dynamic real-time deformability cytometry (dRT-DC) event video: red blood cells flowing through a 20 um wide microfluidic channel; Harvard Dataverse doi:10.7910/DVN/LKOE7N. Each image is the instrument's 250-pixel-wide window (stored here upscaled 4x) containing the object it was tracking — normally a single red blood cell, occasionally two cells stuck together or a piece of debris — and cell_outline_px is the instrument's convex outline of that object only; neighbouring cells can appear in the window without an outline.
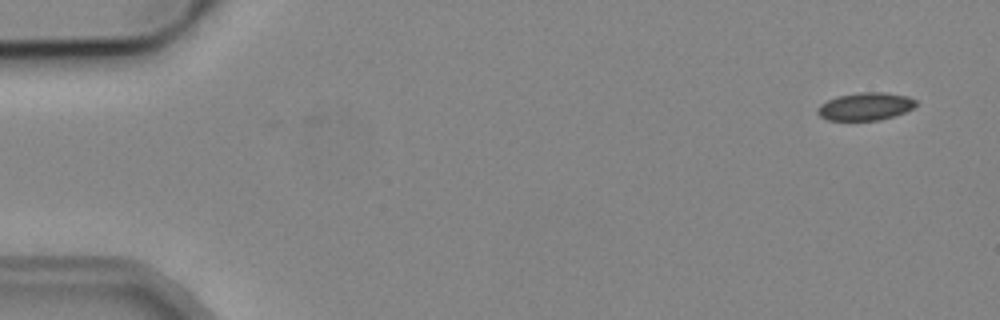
{"species": "common noctule bat (a hibernating species)", "species_latin": "Nyctalus noctula", "temperature_condition": "cold", "stored_images_in_passage": 4, "camera_frame_rate_fps": 3000, "um_per_image_px": 0.085, "animal": {"sex": "male", "body_mass_g": 19.2, "forearm_length_mm": 51.8}, "frame": {"image": 1, "passage_image": 1, "time_ms": 0.0, "image_size_px": [1000, 320], "cell_outline_px": [[916, 104], [912, 108], [904, 112], [880, 120], [828, 120], [820, 116], [816, 112], [816, 108], [820, 104], [836, 96], [860, 92], [884, 92], [908, 96], [916, 100]], "centroid_in_image_um": [73.53, 9.04], "position_along_channel_um": 11.5, "area_um2": 15.9}}